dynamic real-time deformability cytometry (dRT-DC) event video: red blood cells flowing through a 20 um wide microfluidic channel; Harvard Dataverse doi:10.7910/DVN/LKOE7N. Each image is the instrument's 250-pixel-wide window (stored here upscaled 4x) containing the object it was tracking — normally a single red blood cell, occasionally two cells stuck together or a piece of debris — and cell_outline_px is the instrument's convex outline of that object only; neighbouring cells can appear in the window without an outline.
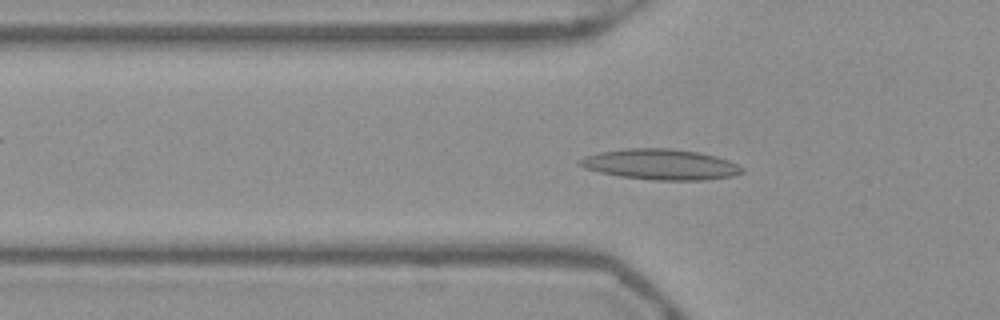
{"species": "Egyptian fruit bat (a non-hibernating species)", "species_latin": "Rousettus aegyptiacus", "temperature_condition": "warm", "stored_images_in_passage": 53, "camera_frame_rate_fps": 3000, "um_per_image_px": 0.085, "frame": {"image": 1, "passage_image": 18, "time_ms": 5.667, "image_size_px": [1000, 320], "cell_outline_px": [[744, 172], [732, 176], [704, 180], [656, 180], [620, 176], [600, 172], [584, 168], [576, 164], [576, 160], [584, 156], [600, 152], [628, 148], [672, 148], [696, 152], [716, 156], [728, 160], [744, 168]], "centroid_in_image_um": [56.11, 13.97], "position_along_channel_um": 69.7, "area_um2": 28.96}}
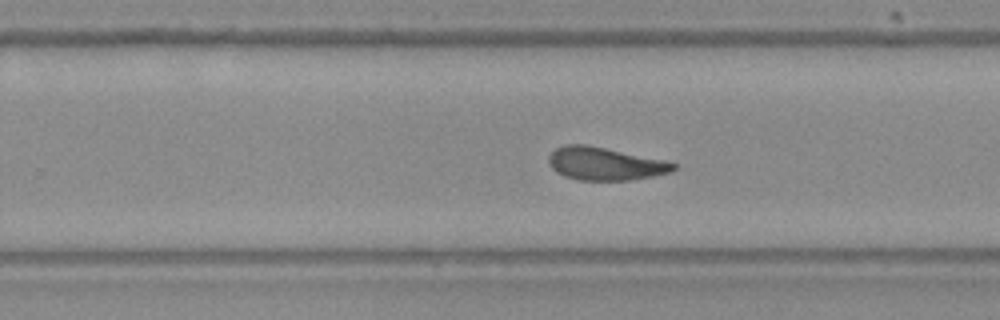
{"frame": {"image": 2, "passage_image": 34, "time_ms": 11.0, "image_size_px": [1000, 320], "cell_outline_px": [[676, 168], [672, 172], [652, 176], [628, 180], [580, 180], [564, 176], [556, 172], [548, 164], [548, 156], [556, 148], [564, 144], [584, 144], [664, 160], [676, 164]], "centroid_in_image_um": [51.39, 13.92], "position_along_channel_um": 278.4, "area_um2": 23.76}}
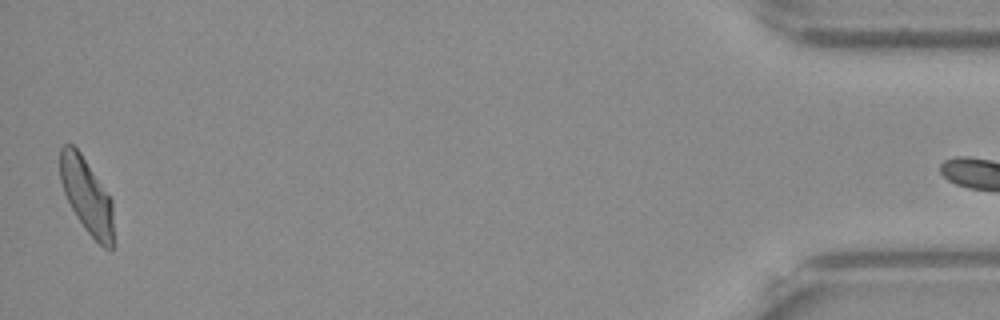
{"frame": {"image": 3, "passage_image": 52, "time_ms": 17.0, "image_size_px": [1000, 320], "cell_outline_px": [[116, 244], [112, 248], [104, 248], [84, 228], [76, 216], [64, 192], [60, 180], [60, 148], [64, 144], [72, 144], [80, 152], [112, 200]], "centroid_in_image_um": [7.41, 16.69], "position_along_channel_um": 427.8, "area_um2": 23.52}}